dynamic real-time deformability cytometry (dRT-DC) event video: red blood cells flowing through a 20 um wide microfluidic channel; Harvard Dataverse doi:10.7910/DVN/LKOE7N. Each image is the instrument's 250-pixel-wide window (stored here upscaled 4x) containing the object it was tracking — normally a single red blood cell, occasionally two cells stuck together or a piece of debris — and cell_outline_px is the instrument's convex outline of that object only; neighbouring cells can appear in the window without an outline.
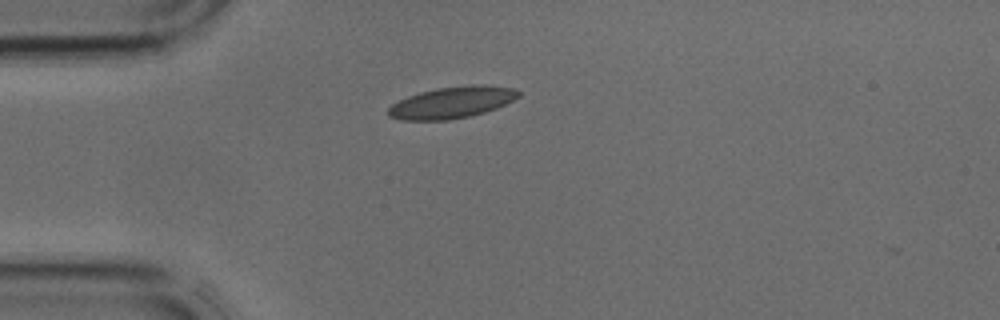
{"species": "common noctule bat (a hibernating species)", "species_latin": "Nyctalus noctula", "temperature_condition": "cold", "stored_images_in_passage": 1, "camera_frame_rate_fps": 3000, "um_per_image_px": 0.085, "animal": {"sex": "male", "body_mass_g": 17.9, "forearm_length_mm": 54.2}, "frame": {"image": 1, "passage_image": 1, "time_ms": 0.0, "image_size_px": [1000, 320], "cell_outline_px": [[520, 96], [496, 108], [484, 112], [468, 116], [448, 120], [400, 120], [388, 116], [388, 108], [392, 104], [408, 96], [420, 92], [436, 88], [472, 84], [488, 84], [516, 88], [520, 92]], "centroid_in_image_um": [38.43, 8.69], "position_along_channel_um": 46.6, "area_um2": 24.04}}